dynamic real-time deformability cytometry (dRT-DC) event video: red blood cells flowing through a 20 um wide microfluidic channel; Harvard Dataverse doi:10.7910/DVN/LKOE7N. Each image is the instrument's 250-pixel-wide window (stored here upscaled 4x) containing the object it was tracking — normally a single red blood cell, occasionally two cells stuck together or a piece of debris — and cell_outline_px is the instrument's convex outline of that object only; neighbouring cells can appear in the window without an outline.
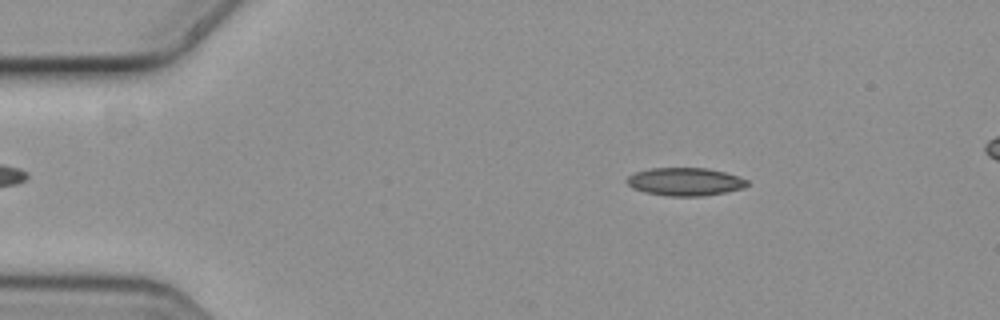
{"species": "common noctule bat (a hibernating species)", "species_latin": "Nyctalus noctula", "temperature_condition": "cold", "stored_images_in_passage": 5, "camera_frame_rate_fps": 3000, "um_per_image_px": 0.085, "animal": {"sex": "female", "body_mass_g": 19.3, "forearm_length_mm": 54.1}, "frame": {"image": 1, "passage_image": 2, "time_ms": 0.333, "image_size_px": [1000, 320], "cell_outline_px": [[748, 184], [740, 188], [724, 192], [704, 196], [668, 196], [644, 192], [632, 188], [628, 184], [628, 176], [636, 172], [652, 168], [708, 168], [724, 172], [748, 180]], "centroid_in_image_um": [58.21, 15.44], "position_along_channel_um": 26.8, "area_um2": 19.36}}